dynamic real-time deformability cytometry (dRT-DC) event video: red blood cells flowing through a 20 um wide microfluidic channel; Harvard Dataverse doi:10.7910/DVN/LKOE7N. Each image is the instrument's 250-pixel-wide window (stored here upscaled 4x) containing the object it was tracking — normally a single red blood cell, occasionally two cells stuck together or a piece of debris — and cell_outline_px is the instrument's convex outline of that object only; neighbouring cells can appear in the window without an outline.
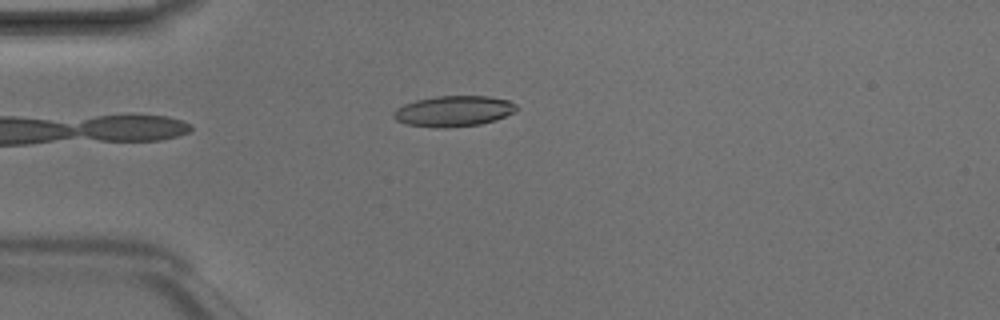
{"species": "Egyptian fruit bat (a non-hibernating species)", "species_latin": "Rousettus aegyptiacus", "temperature_condition": "room temperature", "stored_images_in_passage": 2, "camera_frame_rate_fps": 3000, "um_per_image_px": 0.085, "animal": {"sex": "male"}, "frame": {"image": 1, "passage_image": 1, "time_ms": 0.0, "image_size_px": [1000, 320], "cell_outline_px": [[516, 108], [512, 112], [496, 120], [480, 124], [444, 128], [436, 128], [408, 124], [396, 120], [392, 116], [392, 112], [396, 108], [404, 104], [416, 100], [436, 96], [488, 96], [508, 100], [516, 104]], "centroid_in_image_um": [38.51, 9.44], "position_along_channel_um": 46.5, "area_um2": 21.91}}